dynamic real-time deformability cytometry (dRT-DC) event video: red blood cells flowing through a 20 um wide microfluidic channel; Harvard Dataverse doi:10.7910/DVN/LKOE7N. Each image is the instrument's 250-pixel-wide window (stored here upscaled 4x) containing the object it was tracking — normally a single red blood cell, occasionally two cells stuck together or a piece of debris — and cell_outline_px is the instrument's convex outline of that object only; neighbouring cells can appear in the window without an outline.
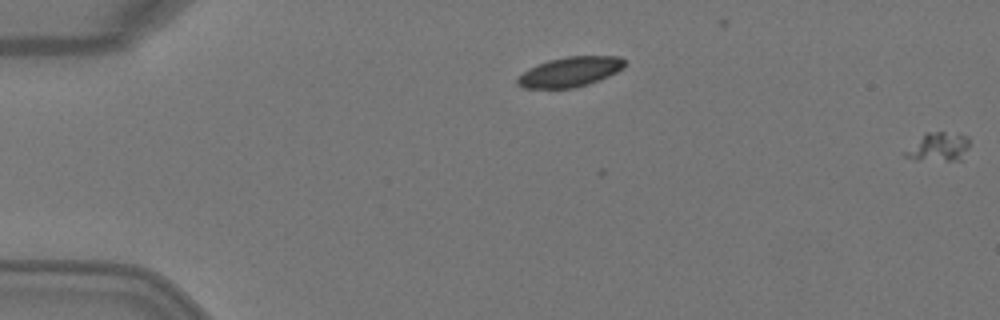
{"species": "Egyptian fruit bat (a non-hibernating species)", "species_latin": "Rousettus aegyptiacus", "temperature_condition": "warm", "stored_images_in_passage": 2, "segment_of_instrument_passage": [2, 2], "camera_frame_rate_fps": 3000, "um_per_image_px": 0.085, "animal": {"sex": "female"}, "frame": {"image": 1, "passage_image": 2, "time_ms": 0.333, "image_size_px": [1000, 320], "cell_outline_px": [[968, 148], [960, 160], [912, 160], [904, 156], [900, 152], [924, 132], [944, 132], [968, 136]], "centroid_in_image_um": [79.65, 12.49], "position_along_channel_um": 5.3, "area_um2": 11.04}}